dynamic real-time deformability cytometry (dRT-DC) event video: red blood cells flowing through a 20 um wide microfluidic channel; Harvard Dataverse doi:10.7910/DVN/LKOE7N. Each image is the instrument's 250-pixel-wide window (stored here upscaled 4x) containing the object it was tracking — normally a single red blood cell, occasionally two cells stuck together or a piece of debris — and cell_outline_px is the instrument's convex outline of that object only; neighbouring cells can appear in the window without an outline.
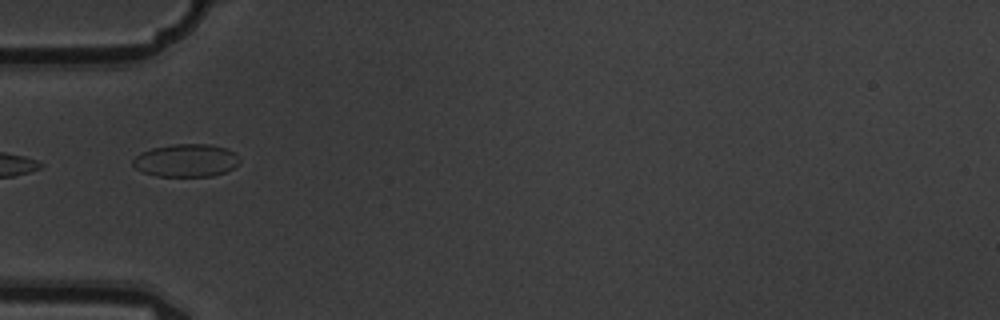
{"species": "common noctule bat (a hibernating species)", "species_latin": "Nyctalus noctula", "temperature_condition": "warm", "stored_images_in_passage": 8, "camera_frame_rate_fps": 3000, "um_per_image_px": 0.085, "animal": {"sex": "male", "body_mass_g": 19.5, "forearm_length_mm": 54.6}, "frame": {"image": 1, "passage_image": 6, "time_ms": 1.667, "image_size_px": [1000, 320], "cell_outline_px": [[240, 164], [224, 172], [212, 176], [156, 176], [144, 172], [136, 168], [132, 164], [132, 160], [140, 152], [152, 148], [172, 144], [208, 144], [228, 148], [236, 152], [240, 160]], "centroid_in_image_um": [15.84, 13.63], "position_along_channel_um": 69.2, "area_um2": 20.58}}
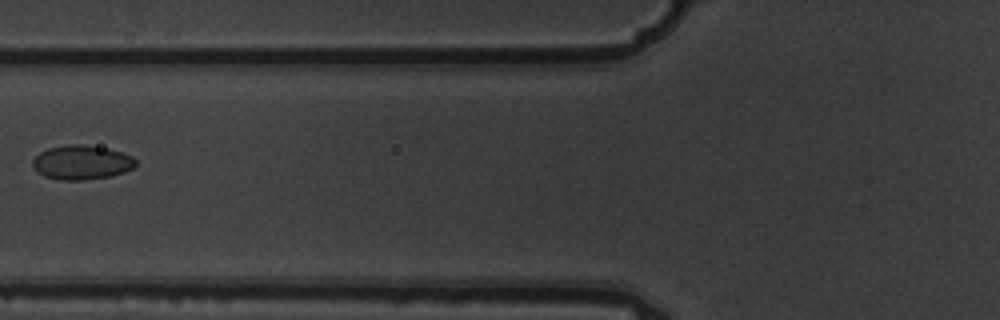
{"frame": {"image": 2, "passage_image": 7, "time_ms": 2.0, "image_size_px": [1000, 320], "cell_outline_px": [[136, 164], [132, 168], [124, 172], [112, 176], [84, 180], [60, 180], [44, 176], [36, 172], [32, 168], [32, 160], [40, 152], [48, 148], [68, 144], [80, 144], [104, 148], [120, 152], [132, 156], [136, 160]], "centroid_in_image_um": [6.9, 13.81], "position_along_channel_um": 118.9, "area_um2": 20.63}}
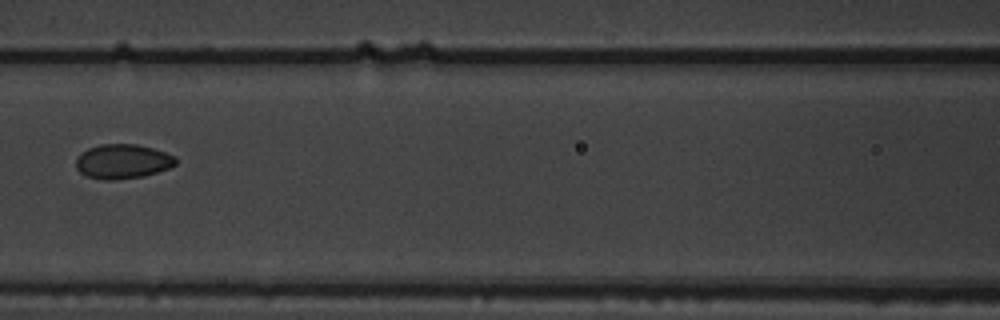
{"frame": {"image": 3, "passage_image": 8, "time_ms": 2.333, "image_size_px": [1000, 320], "cell_outline_px": [[176, 164], [168, 168], [144, 176], [116, 180], [104, 180], [88, 176], [80, 172], [76, 168], [76, 156], [80, 152], [88, 148], [100, 144], [136, 144], [152, 148], [176, 156]], "centroid_in_image_um": [10.39, 13.72], "position_along_channel_um": 156.2, "area_um2": 20.11}}